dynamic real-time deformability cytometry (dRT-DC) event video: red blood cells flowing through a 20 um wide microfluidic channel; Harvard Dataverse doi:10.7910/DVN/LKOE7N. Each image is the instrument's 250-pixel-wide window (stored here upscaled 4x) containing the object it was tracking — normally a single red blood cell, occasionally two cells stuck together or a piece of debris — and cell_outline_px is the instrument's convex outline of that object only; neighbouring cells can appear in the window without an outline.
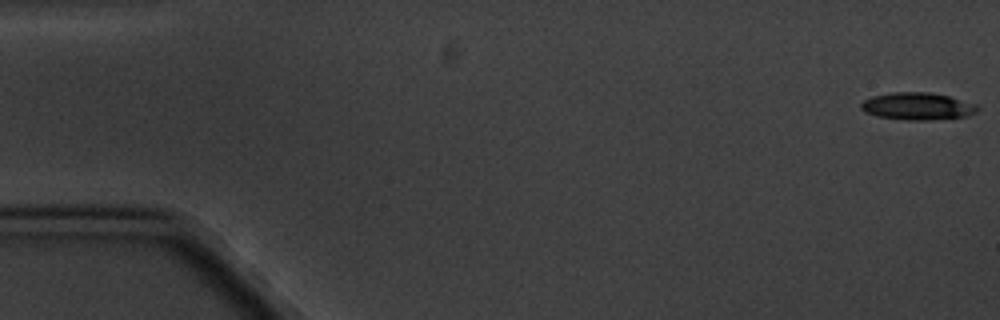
{"species": "common noctule bat (a hibernating species)", "species_latin": "Nyctalus noctula", "temperature_condition": "cold", "stored_images_in_passage": 5, "camera_frame_rate_fps": 3000, "um_per_image_px": 0.085, "animal": {"sex": "male", "body_mass_g": 20.1, "forearm_length_mm": 53.5}, "frame": {"image": 1, "passage_image": 1, "time_ms": 0.0, "image_size_px": [1000, 320], "cell_outline_px": [[980, 108], [976, 112], [968, 116], [928, 120], [908, 120], [876, 116], [864, 112], [860, 108], [860, 104], [864, 100], [872, 96], [892, 92], [928, 92], [948, 96], [976, 104]], "centroid_in_image_um": [77.97, 9.03], "position_along_channel_um": 7.0, "area_um2": 18.55}}